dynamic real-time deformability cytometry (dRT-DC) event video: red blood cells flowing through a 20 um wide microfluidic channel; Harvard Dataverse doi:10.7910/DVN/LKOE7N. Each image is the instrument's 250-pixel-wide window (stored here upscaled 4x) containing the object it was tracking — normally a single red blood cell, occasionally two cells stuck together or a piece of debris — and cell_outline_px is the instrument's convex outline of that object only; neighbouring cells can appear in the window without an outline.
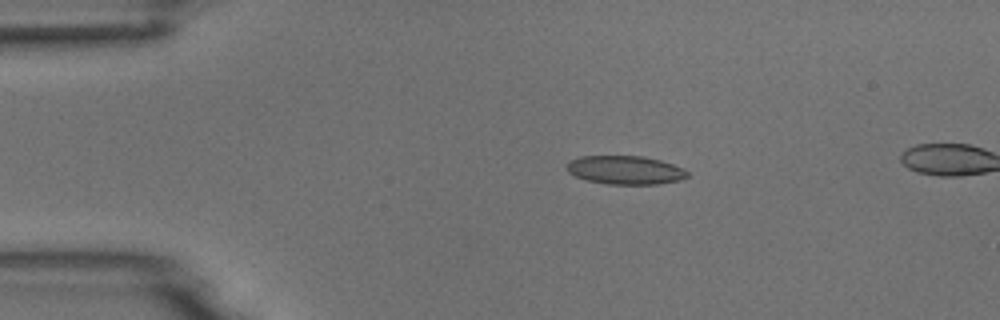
{"species": "common noctule bat (a hibernating species)", "species_latin": "Nyctalus noctula", "temperature_condition": "room temperature", "stored_images_in_passage": 5, "camera_frame_rate_fps": 3000, "um_per_image_px": 0.085, "animal": {"sex": "male", "body_mass_g": 18.8}, "frame": {"image": 1, "passage_image": 3, "time_ms": 2.333, "image_size_px": [1000, 320], "cell_outline_px": [[688, 176], [680, 180], [656, 184], [608, 184], [588, 180], [576, 176], [568, 172], [568, 160], [580, 156], [644, 156], [660, 160], [672, 164], [688, 172]], "centroid_in_image_um": [53.13, 14.45], "position_along_channel_um": 31.9, "area_um2": 19.88}}